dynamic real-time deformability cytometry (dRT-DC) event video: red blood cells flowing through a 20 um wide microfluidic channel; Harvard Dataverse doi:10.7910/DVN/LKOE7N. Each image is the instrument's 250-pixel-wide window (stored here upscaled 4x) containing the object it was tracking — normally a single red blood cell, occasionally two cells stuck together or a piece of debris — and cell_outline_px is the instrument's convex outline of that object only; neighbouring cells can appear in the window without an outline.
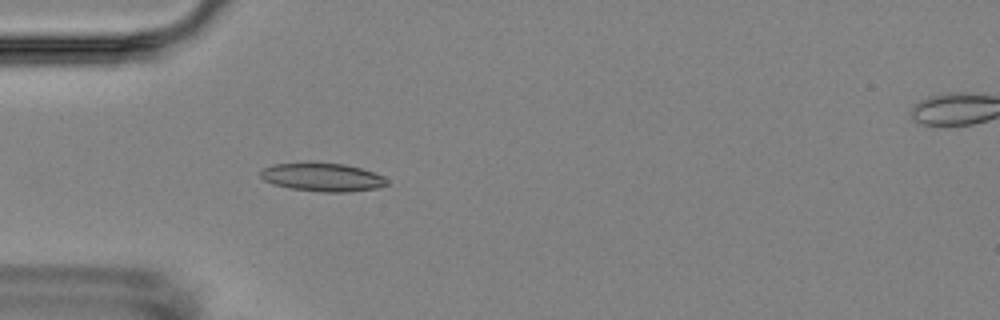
{"species": "Egyptian fruit bat (a non-hibernating species)", "species_latin": "Rousettus aegyptiacus", "temperature_condition": "room temperature", "stored_images_in_passage": 4, "camera_frame_rate_fps": 3000, "um_per_image_px": 0.085, "animal": {"sex": "female"}, "frame": {"image": 1, "passage_image": 3, "time_ms": 2.667, "image_size_px": [1000, 320], "cell_outline_px": [[388, 184], [380, 188], [348, 192], [320, 192], [288, 188], [272, 184], [264, 180], [260, 176], [260, 172], [264, 168], [272, 164], [344, 164], [360, 168], [384, 176], [388, 180]], "centroid_in_image_um": [27.43, 15.09], "position_along_channel_um": 57.6, "area_um2": 20.63}}